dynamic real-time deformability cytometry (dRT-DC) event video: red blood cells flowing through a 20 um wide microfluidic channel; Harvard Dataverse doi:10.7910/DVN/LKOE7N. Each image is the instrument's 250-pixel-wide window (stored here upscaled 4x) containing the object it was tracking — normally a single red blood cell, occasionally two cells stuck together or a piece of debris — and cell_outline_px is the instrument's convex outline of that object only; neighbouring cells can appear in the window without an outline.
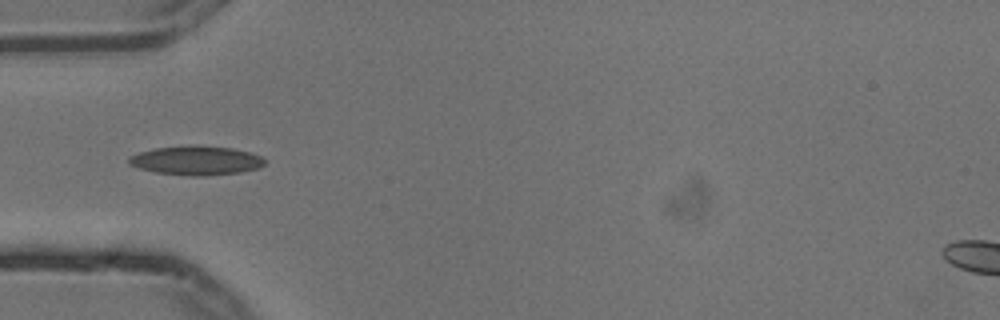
{"species": "common noctule bat (a hibernating species)", "species_latin": "Nyctalus noctula", "temperature_condition": "cold", "stored_images_in_passage": 7, "camera_frame_rate_fps": 3000, "um_per_image_px": 0.085, "animal": {"sex": "male", "body_mass_g": 13.3}, "frame": {"image": 1, "passage_image": 4, "time_ms": 1.0, "image_size_px": [1000, 320], "cell_outline_px": [[264, 164], [256, 168], [240, 172], [204, 176], [192, 176], [156, 172], [140, 168], [128, 164], [128, 156], [140, 152], [156, 148], [196, 144], [200, 144], [232, 148], [248, 152], [260, 156], [264, 160]], "centroid_in_image_um": [16.64, 13.63], "position_along_channel_um": 68.4, "area_um2": 23.0}}
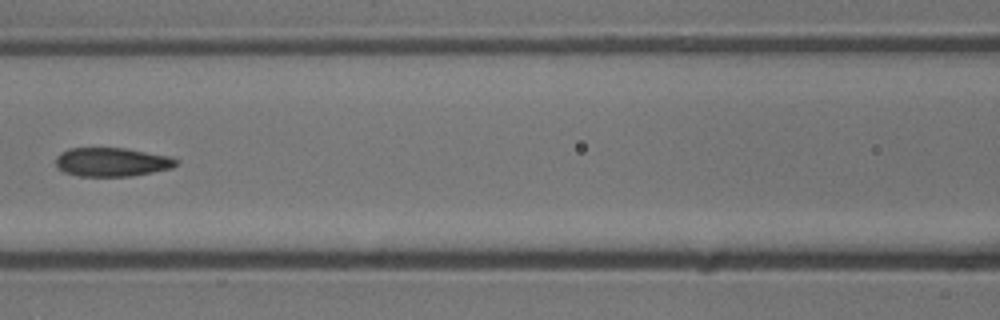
{"frame": {"image": 2, "passage_image": 6, "time_ms": 1.667, "image_size_px": [1000, 320], "cell_outline_px": [[180, 164], [172, 168], [132, 176], [76, 176], [64, 172], [56, 164], [56, 156], [60, 152], [68, 148], [124, 148], [168, 156], [180, 160]], "centroid_in_image_um": [9.52, 13.77], "position_along_channel_um": 157.1, "area_um2": 20.29}}
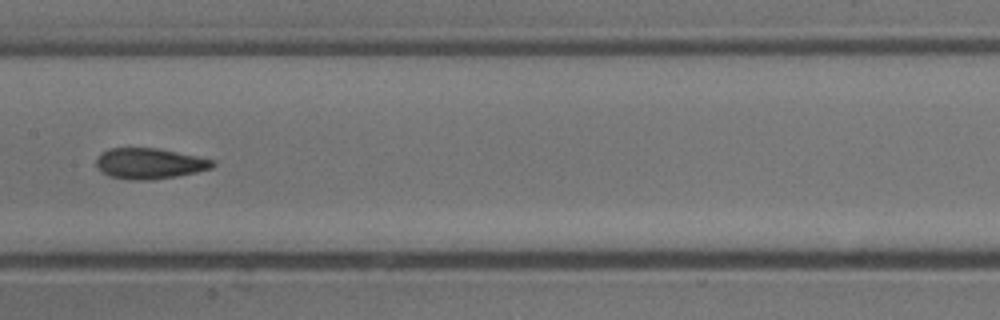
{"frame": {"image": 3, "passage_image": 7, "time_ms": 2.0, "image_size_px": [1000, 320], "cell_outline_px": [[216, 164], [212, 168], [196, 172], [176, 176], [152, 180], [132, 180], [108, 176], [96, 164], [96, 160], [100, 152], [108, 148], [160, 148], [196, 156], [212, 160]], "centroid_in_image_um": [12.7, 13.89], "position_along_channel_um": 194.7, "area_um2": 20.81}}